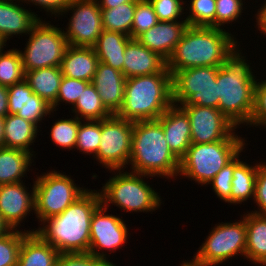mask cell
<instances>
[{"mask_svg": "<svg viewBox=\"0 0 266 266\" xmlns=\"http://www.w3.org/2000/svg\"><path fill=\"white\" fill-rule=\"evenodd\" d=\"M100 205L99 191L87 189L61 214L43 221L36 233L60 254L88 253L91 218Z\"/></svg>", "mask_w": 266, "mask_h": 266, "instance_id": "cell-1", "label": "cell"}, {"mask_svg": "<svg viewBox=\"0 0 266 266\" xmlns=\"http://www.w3.org/2000/svg\"><path fill=\"white\" fill-rule=\"evenodd\" d=\"M240 42L218 68V109L238 129L249 125L257 74L240 48ZM254 72H253V71ZM242 126V127H241Z\"/></svg>", "mask_w": 266, "mask_h": 266, "instance_id": "cell-2", "label": "cell"}, {"mask_svg": "<svg viewBox=\"0 0 266 266\" xmlns=\"http://www.w3.org/2000/svg\"><path fill=\"white\" fill-rule=\"evenodd\" d=\"M225 29L188 26L182 39L166 61L175 71L194 67L221 66L226 56L239 43L236 36Z\"/></svg>", "mask_w": 266, "mask_h": 266, "instance_id": "cell-3", "label": "cell"}, {"mask_svg": "<svg viewBox=\"0 0 266 266\" xmlns=\"http://www.w3.org/2000/svg\"><path fill=\"white\" fill-rule=\"evenodd\" d=\"M128 165L134 173L178 179L180 159L171 151L157 119L134 122Z\"/></svg>", "mask_w": 266, "mask_h": 266, "instance_id": "cell-4", "label": "cell"}, {"mask_svg": "<svg viewBox=\"0 0 266 266\" xmlns=\"http://www.w3.org/2000/svg\"><path fill=\"white\" fill-rule=\"evenodd\" d=\"M172 74L126 78L124 100L117 116L132 122L156 120L172 105Z\"/></svg>", "mask_w": 266, "mask_h": 266, "instance_id": "cell-5", "label": "cell"}, {"mask_svg": "<svg viewBox=\"0 0 266 266\" xmlns=\"http://www.w3.org/2000/svg\"><path fill=\"white\" fill-rule=\"evenodd\" d=\"M124 171V169L109 171L113 176H109L107 182L101 184V189H98L101 204L107 209L114 205L126 213L150 212L152 214L158 210L164 202L162 196L153 188V185L146 182L153 176Z\"/></svg>", "mask_w": 266, "mask_h": 266, "instance_id": "cell-6", "label": "cell"}, {"mask_svg": "<svg viewBox=\"0 0 266 266\" xmlns=\"http://www.w3.org/2000/svg\"><path fill=\"white\" fill-rule=\"evenodd\" d=\"M246 142L220 140L205 144L191 143L180 159L178 176L207 187L215 175L249 145Z\"/></svg>", "mask_w": 266, "mask_h": 266, "instance_id": "cell-7", "label": "cell"}, {"mask_svg": "<svg viewBox=\"0 0 266 266\" xmlns=\"http://www.w3.org/2000/svg\"><path fill=\"white\" fill-rule=\"evenodd\" d=\"M44 173V174H43ZM35 174V212L40 225L43 221L61 214L87 189L76 184L71 175L51 169Z\"/></svg>", "mask_w": 266, "mask_h": 266, "instance_id": "cell-8", "label": "cell"}, {"mask_svg": "<svg viewBox=\"0 0 266 266\" xmlns=\"http://www.w3.org/2000/svg\"><path fill=\"white\" fill-rule=\"evenodd\" d=\"M40 19L27 35L24 50H19L24 71L59 67L69 46L64 30Z\"/></svg>", "mask_w": 266, "mask_h": 266, "instance_id": "cell-9", "label": "cell"}, {"mask_svg": "<svg viewBox=\"0 0 266 266\" xmlns=\"http://www.w3.org/2000/svg\"><path fill=\"white\" fill-rule=\"evenodd\" d=\"M235 222H218L192 256L208 266H220L229 259L244 257L246 249L245 213Z\"/></svg>", "mask_w": 266, "mask_h": 266, "instance_id": "cell-10", "label": "cell"}, {"mask_svg": "<svg viewBox=\"0 0 266 266\" xmlns=\"http://www.w3.org/2000/svg\"><path fill=\"white\" fill-rule=\"evenodd\" d=\"M134 122L116 114L101 120V139L97 154L93 159L102 168L120 170L128 168L131 158V143ZM108 169V170H107Z\"/></svg>", "mask_w": 266, "mask_h": 266, "instance_id": "cell-11", "label": "cell"}, {"mask_svg": "<svg viewBox=\"0 0 266 266\" xmlns=\"http://www.w3.org/2000/svg\"><path fill=\"white\" fill-rule=\"evenodd\" d=\"M71 15L64 35L69 46L93 47L101 35L102 18L101 9L97 0H72L59 17L67 18Z\"/></svg>", "mask_w": 266, "mask_h": 266, "instance_id": "cell-12", "label": "cell"}, {"mask_svg": "<svg viewBox=\"0 0 266 266\" xmlns=\"http://www.w3.org/2000/svg\"><path fill=\"white\" fill-rule=\"evenodd\" d=\"M102 204L94 211L91 218L89 252L98 259H108L109 254L125 247L131 234L123 217L108 214ZM109 252V253H107Z\"/></svg>", "mask_w": 266, "mask_h": 266, "instance_id": "cell-13", "label": "cell"}, {"mask_svg": "<svg viewBox=\"0 0 266 266\" xmlns=\"http://www.w3.org/2000/svg\"><path fill=\"white\" fill-rule=\"evenodd\" d=\"M188 115L191 143L205 144L220 140H246L236 133L237 127L219 109L207 106H180Z\"/></svg>", "mask_w": 266, "mask_h": 266, "instance_id": "cell-14", "label": "cell"}, {"mask_svg": "<svg viewBox=\"0 0 266 266\" xmlns=\"http://www.w3.org/2000/svg\"><path fill=\"white\" fill-rule=\"evenodd\" d=\"M34 179L31 190L24 182L0 185V215L11 229L19 230L21 223L35 212Z\"/></svg>", "mask_w": 266, "mask_h": 266, "instance_id": "cell-15", "label": "cell"}, {"mask_svg": "<svg viewBox=\"0 0 266 266\" xmlns=\"http://www.w3.org/2000/svg\"><path fill=\"white\" fill-rule=\"evenodd\" d=\"M24 5L20 0H0V36L6 41L10 42L15 35L19 39L20 35L26 37L42 19L37 12Z\"/></svg>", "mask_w": 266, "mask_h": 266, "instance_id": "cell-16", "label": "cell"}, {"mask_svg": "<svg viewBox=\"0 0 266 266\" xmlns=\"http://www.w3.org/2000/svg\"><path fill=\"white\" fill-rule=\"evenodd\" d=\"M170 73L166 60L158 53L143 46L137 39H132L124 51L123 74L125 78Z\"/></svg>", "mask_w": 266, "mask_h": 266, "instance_id": "cell-17", "label": "cell"}, {"mask_svg": "<svg viewBox=\"0 0 266 266\" xmlns=\"http://www.w3.org/2000/svg\"><path fill=\"white\" fill-rule=\"evenodd\" d=\"M188 26L187 21H159L142 33L137 40L167 61Z\"/></svg>", "mask_w": 266, "mask_h": 266, "instance_id": "cell-18", "label": "cell"}, {"mask_svg": "<svg viewBox=\"0 0 266 266\" xmlns=\"http://www.w3.org/2000/svg\"><path fill=\"white\" fill-rule=\"evenodd\" d=\"M171 151L181 159L191 145L190 120L186 112L172 104L158 119Z\"/></svg>", "mask_w": 266, "mask_h": 266, "instance_id": "cell-19", "label": "cell"}, {"mask_svg": "<svg viewBox=\"0 0 266 266\" xmlns=\"http://www.w3.org/2000/svg\"><path fill=\"white\" fill-rule=\"evenodd\" d=\"M220 66L194 67L172 74V103L182 104L190 95L198 93L216 81Z\"/></svg>", "mask_w": 266, "mask_h": 266, "instance_id": "cell-20", "label": "cell"}, {"mask_svg": "<svg viewBox=\"0 0 266 266\" xmlns=\"http://www.w3.org/2000/svg\"><path fill=\"white\" fill-rule=\"evenodd\" d=\"M126 78L124 74L102 62L98 63L92 80L101 101L111 114H117L124 100Z\"/></svg>", "mask_w": 266, "mask_h": 266, "instance_id": "cell-21", "label": "cell"}, {"mask_svg": "<svg viewBox=\"0 0 266 266\" xmlns=\"http://www.w3.org/2000/svg\"><path fill=\"white\" fill-rule=\"evenodd\" d=\"M99 59L93 47L68 46L61 61L63 76L92 82Z\"/></svg>", "mask_w": 266, "mask_h": 266, "instance_id": "cell-22", "label": "cell"}, {"mask_svg": "<svg viewBox=\"0 0 266 266\" xmlns=\"http://www.w3.org/2000/svg\"><path fill=\"white\" fill-rule=\"evenodd\" d=\"M39 131L42 130L37 125L17 114H7L4 117V141L7 148L21 149L36 156L31 146L35 145Z\"/></svg>", "mask_w": 266, "mask_h": 266, "instance_id": "cell-23", "label": "cell"}, {"mask_svg": "<svg viewBox=\"0 0 266 266\" xmlns=\"http://www.w3.org/2000/svg\"><path fill=\"white\" fill-rule=\"evenodd\" d=\"M246 212L245 259L255 266H266V215Z\"/></svg>", "mask_w": 266, "mask_h": 266, "instance_id": "cell-24", "label": "cell"}, {"mask_svg": "<svg viewBox=\"0 0 266 266\" xmlns=\"http://www.w3.org/2000/svg\"><path fill=\"white\" fill-rule=\"evenodd\" d=\"M60 253L36 232L22 240L17 266H54Z\"/></svg>", "mask_w": 266, "mask_h": 266, "instance_id": "cell-25", "label": "cell"}, {"mask_svg": "<svg viewBox=\"0 0 266 266\" xmlns=\"http://www.w3.org/2000/svg\"><path fill=\"white\" fill-rule=\"evenodd\" d=\"M245 148L234 158V172L232 178V190L230 194V205L243 204L247 200L254 201V191L256 185V175L258 162L249 164L241 156ZM241 155V156H240ZM243 202V203H242Z\"/></svg>", "mask_w": 266, "mask_h": 266, "instance_id": "cell-26", "label": "cell"}, {"mask_svg": "<svg viewBox=\"0 0 266 266\" xmlns=\"http://www.w3.org/2000/svg\"><path fill=\"white\" fill-rule=\"evenodd\" d=\"M34 158L33 154L21 149L0 148V185L23 182L31 166L35 165Z\"/></svg>", "mask_w": 266, "mask_h": 266, "instance_id": "cell-27", "label": "cell"}, {"mask_svg": "<svg viewBox=\"0 0 266 266\" xmlns=\"http://www.w3.org/2000/svg\"><path fill=\"white\" fill-rule=\"evenodd\" d=\"M131 40L123 33L103 29L93 48L99 62L123 73L124 51Z\"/></svg>", "mask_w": 266, "mask_h": 266, "instance_id": "cell-28", "label": "cell"}, {"mask_svg": "<svg viewBox=\"0 0 266 266\" xmlns=\"http://www.w3.org/2000/svg\"><path fill=\"white\" fill-rule=\"evenodd\" d=\"M24 72V80L28 83L32 91L52 105L57 99L59 86L63 77L60 66Z\"/></svg>", "mask_w": 266, "mask_h": 266, "instance_id": "cell-29", "label": "cell"}, {"mask_svg": "<svg viewBox=\"0 0 266 266\" xmlns=\"http://www.w3.org/2000/svg\"><path fill=\"white\" fill-rule=\"evenodd\" d=\"M71 113L79 120H103L112 114L103 105L95 86L89 83L79 95Z\"/></svg>", "mask_w": 266, "mask_h": 266, "instance_id": "cell-30", "label": "cell"}, {"mask_svg": "<svg viewBox=\"0 0 266 266\" xmlns=\"http://www.w3.org/2000/svg\"><path fill=\"white\" fill-rule=\"evenodd\" d=\"M137 2L120 4L111 9H101L104 30L120 32L131 37V28Z\"/></svg>", "mask_w": 266, "mask_h": 266, "instance_id": "cell-31", "label": "cell"}, {"mask_svg": "<svg viewBox=\"0 0 266 266\" xmlns=\"http://www.w3.org/2000/svg\"><path fill=\"white\" fill-rule=\"evenodd\" d=\"M81 121L82 120L72 115L71 118L64 119V117H62L61 119L55 120L49 132L50 140L56 147L58 146V148L60 147L62 150L67 149V151H70L74 149L75 151L77 133Z\"/></svg>", "mask_w": 266, "mask_h": 266, "instance_id": "cell-32", "label": "cell"}, {"mask_svg": "<svg viewBox=\"0 0 266 266\" xmlns=\"http://www.w3.org/2000/svg\"><path fill=\"white\" fill-rule=\"evenodd\" d=\"M52 113L54 114L55 112L52 110L51 105L35 94L25 81V103L23 109H20L17 115L41 128L42 120H46L48 115V118H50V115L53 118Z\"/></svg>", "mask_w": 266, "mask_h": 266, "instance_id": "cell-33", "label": "cell"}, {"mask_svg": "<svg viewBox=\"0 0 266 266\" xmlns=\"http://www.w3.org/2000/svg\"><path fill=\"white\" fill-rule=\"evenodd\" d=\"M185 2H189L188 5L185 3V18L189 26L215 27L216 0H185Z\"/></svg>", "mask_w": 266, "mask_h": 266, "instance_id": "cell-34", "label": "cell"}, {"mask_svg": "<svg viewBox=\"0 0 266 266\" xmlns=\"http://www.w3.org/2000/svg\"><path fill=\"white\" fill-rule=\"evenodd\" d=\"M25 72L17 48L0 53V85L11 86L24 80Z\"/></svg>", "mask_w": 266, "mask_h": 266, "instance_id": "cell-35", "label": "cell"}, {"mask_svg": "<svg viewBox=\"0 0 266 266\" xmlns=\"http://www.w3.org/2000/svg\"><path fill=\"white\" fill-rule=\"evenodd\" d=\"M101 139V120H82L76 139V147L79 153L84 155L97 154Z\"/></svg>", "mask_w": 266, "mask_h": 266, "instance_id": "cell-36", "label": "cell"}, {"mask_svg": "<svg viewBox=\"0 0 266 266\" xmlns=\"http://www.w3.org/2000/svg\"><path fill=\"white\" fill-rule=\"evenodd\" d=\"M36 229L23 231L11 229L7 234L0 237V266H17L20 245L28 233H34Z\"/></svg>", "mask_w": 266, "mask_h": 266, "instance_id": "cell-37", "label": "cell"}, {"mask_svg": "<svg viewBox=\"0 0 266 266\" xmlns=\"http://www.w3.org/2000/svg\"><path fill=\"white\" fill-rule=\"evenodd\" d=\"M159 22L155 14L153 5L149 0H139L136 3L134 18L131 28V38L137 39L142 33L146 32Z\"/></svg>", "mask_w": 266, "mask_h": 266, "instance_id": "cell-38", "label": "cell"}, {"mask_svg": "<svg viewBox=\"0 0 266 266\" xmlns=\"http://www.w3.org/2000/svg\"><path fill=\"white\" fill-rule=\"evenodd\" d=\"M245 3V0H216L215 28L224 29L230 23L231 26L232 22L239 23L242 13L247 9Z\"/></svg>", "mask_w": 266, "mask_h": 266, "instance_id": "cell-39", "label": "cell"}, {"mask_svg": "<svg viewBox=\"0 0 266 266\" xmlns=\"http://www.w3.org/2000/svg\"><path fill=\"white\" fill-rule=\"evenodd\" d=\"M90 82L85 81V80H78L74 78H69L66 76L62 77L60 86H59V91L57 94V99L56 101L51 105L53 111H58V107L63 103L67 106H71L70 108L72 109L77 102V99L79 95L82 94L84 91L85 87L89 84Z\"/></svg>", "mask_w": 266, "mask_h": 266, "instance_id": "cell-40", "label": "cell"}, {"mask_svg": "<svg viewBox=\"0 0 266 266\" xmlns=\"http://www.w3.org/2000/svg\"><path fill=\"white\" fill-rule=\"evenodd\" d=\"M266 129V80H257L254 86L253 110L247 128Z\"/></svg>", "mask_w": 266, "mask_h": 266, "instance_id": "cell-41", "label": "cell"}, {"mask_svg": "<svg viewBox=\"0 0 266 266\" xmlns=\"http://www.w3.org/2000/svg\"><path fill=\"white\" fill-rule=\"evenodd\" d=\"M159 21H186L185 0H149Z\"/></svg>", "mask_w": 266, "mask_h": 266, "instance_id": "cell-42", "label": "cell"}, {"mask_svg": "<svg viewBox=\"0 0 266 266\" xmlns=\"http://www.w3.org/2000/svg\"><path fill=\"white\" fill-rule=\"evenodd\" d=\"M234 172V159L223 167L215 177L207 184L211 185L212 191L219 200L230 205V194L232 190V178Z\"/></svg>", "mask_w": 266, "mask_h": 266, "instance_id": "cell-43", "label": "cell"}, {"mask_svg": "<svg viewBox=\"0 0 266 266\" xmlns=\"http://www.w3.org/2000/svg\"><path fill=\"white\" fill-rule=\"evenodd\" d=\"M219 96H218V82L213 81L212 86L202 88L198 93L190 95L179 106H207L218 109Z\"/></svg>", "mask_w": 266, "mask_h": 266, "instance_id": "cell-44", "label": "cell"}, {"mask_svg": "<svg viewBox=\"0 0 266 266\" xmlns=\"http://www.w3.org/2000/svg\"><path fill=\"white\" fill-rule=\"evenodd\" d=\"M253 202L257 208L251 212L266 215V161L258 163Z\"/></svg>", "mask_w": 266, "mask_h": 266, "instance_id": "cell-45", "label": "cell"}, {"mask_svg": "<svg viewBox=\"0 0 266 266\" xmlns=\"http://www.w3.org/2000/svg\"><path fill=\"white\" fill-rule=\"evenodd\" d=\"M22 3L26 4L27 6L35 5V7L40 8V11L45 12L48 17H53L56 19L62 14V12L67 8L72 0H20ZM51 15V16H50ZM53 15V16H52Z\"/></svg>", "mask_w": 266, "mask_h": 266, "instance_id": "cell-46", "label": "cell"}, {"mask_svg": "<svg viewBox=\"0 0 266 266\" xmlns=\"http://www.w3.org/2000/svg\"><path fill=\"white\" fill-rule=\"evenodd\" d=\"M25 103V80L8 86V113L17 114Z\"/></svg>", "mask_w": 266, "mask_h": 266, "instance_id": "cell-47", "label": "cell"}, {"mask_svg": "<svg viewBox=\"0 0 266 266\" xmlns=\"http://www.w3.org/2000/svg\"><path fill=\"white\" fill-rule=\"evenodd\" d=\"M54 266H95L90 253L60 254Z\"/></svg>", "mask_w": 266, "mask_h": 266, "instance_id": "cell-48", "label": "cell"}, {"mask_svg": "<svg viewBox=\"0 0 266 266\" xmlns=\"http://www.w3.org/2000/svg\"><path fill=\"white\" fill-rule=\"evenodd\" d=\"M261 6H259L260 8L257 9V12L255 14V24L256 25V29L259 30V32L266 37V1L262 4H260Z\"/></svg>", "mask_w": 266, "mask_h": 266, "instance_id": "cell-49", "label": "cell"}, {"mask_svg": "<svg viewBox=\"0 0 266 266\" xmlns=\"http://www.w3.org/2000/svg\"><path fill=\"white\" fill-rule=\"evenodd\" d=\"M8 113V87L0 85V117H5Z\"/></svg>", "mask_w": 266, "mask_h": 266, "instance_id": "cell-50", "label": "cell"}, {"mask_svg": "<svg viewBox=\"0 0 266 266\" xmlns=\"http://www.w3.org/2000/svg\"><path fill=\"white\" fill-rule=\"evenodd\" d=\"M97 1L99 3L100 9H111L123 3L138 2L139 0H97Z\"/></svg>", "mask_w": 266, "mask_h": 266, "instance_id": "cell-51", "label": "cell"}, {"mask_svg": "<svg viewBox=\"0 0 266 266\" xmlns=\"http://www.w3.org/2000/svg\"><path fill=\"white\" fill-rule=\"evenodd\" d=\"M11 230L10 226L4 221L0 215V237L7 234Z\"/></svg>", "mask_w": 266, "mask_h": 266, "instance_id": "cell-52", "label": "cell"}, {"mask_svg": "<svg viewBox=\"0 0 266 266\" xmlns=\"http://www.w3.org/2000/svg\"><path fill=\"white\" fill-rule=\"evenodd\" d=\"M95 266H116V264L113 263V260L98 259L95 257Z\"/></svg>", "mask_w": 266, "mask_h": 266, "instance_id": "cell-53", "label": "cell"}, {"mask_svg": "<svg viewBox=\"0 0 266 266\" xmlns=\"http://www.w3.org/2000/svg\"><path fill=\"white\" fill-rule=\"evenodd\" d=\"M180 266H208L203 263L196 261L194 258L191 260H183L182 263L179 264Z\"/></svg>", "mask_w": 266, "mask_h": 266, "instance_id": "cell-54", "label": "cell"}, {"mask_svg": "<svg viewBox=\"0 0 266 266\" xmlns=\"http://www.w3.org/2000/svg\"><path fill=\"white\" fill-rule=\"evenodd\" d=\"M5 147L4 141V118L0 117V148Z\"/></svg>", "mask_w": 266, "mask_h": 266, "instance_id": "cell-55", "label": "cell"}, {"mask_svg": "<svg viewBox=\"0 0 266 266\" xmlns=\"http://www.w3.org/2000/svg\"><path fill=\"white\" fill-rule=\"evenodd\" d=\"M6 45L8 46L7 41L0 36V53L4 51V48L7 47Z\"/></svg>", "mask_w": 266, "mask_h": 266, "instance_id": "cell-56", "label": "cell"}]
</instances>
